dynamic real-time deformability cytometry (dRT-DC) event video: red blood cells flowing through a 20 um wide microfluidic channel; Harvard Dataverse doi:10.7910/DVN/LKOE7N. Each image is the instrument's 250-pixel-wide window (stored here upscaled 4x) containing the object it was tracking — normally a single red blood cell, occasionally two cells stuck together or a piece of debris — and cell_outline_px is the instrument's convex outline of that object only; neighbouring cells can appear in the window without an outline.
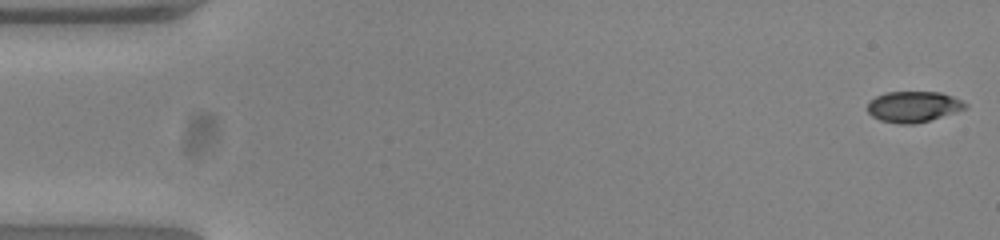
{"species": "common noctule bat (a hibernating species)", "species_latin": "Nyctalus noctula", "temperature_condition": "warm", "stored_images_in_passage": 53, "camera_frame_rate_fps": 3000, "um_per_image_px": 0.085, "animal": {"sex": "female", "body_mass_g": 23.0, "forearm_length_mm": 53.4}, "frame": {"image": 1, "passage_image": 1, "time_ms": 0.0, "image_size_px": [1000, 240], "cell_outline_px": [[968, 108], [928, 120], [912, 124], [900, 124], [880, 120], [872, 116], [868, 112], [868, 100], [884, 92], [940, 92], [952, 96], [968, 104]], "centroid_in_image_um": [77.61, 9.05], "position_along_channel_um": 7.4, "area_um2": 17.51}}
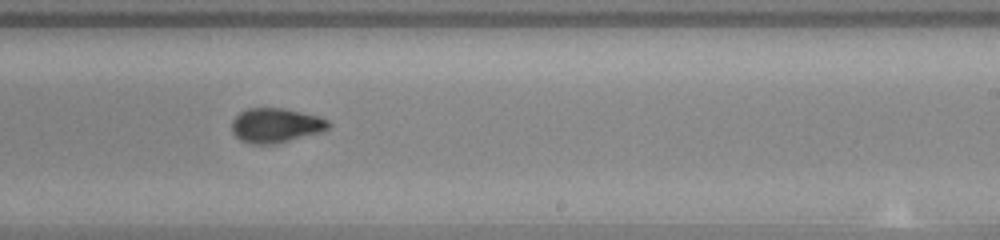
{"frame": {"image": 2, "passage_image": 32, "time_ms": 10.333, "image_size_px": [1000, 240], "cell_outline_px": [[332, 124], [324, 132], [276, 144], [252, 144], [240, 140], [232, 132], [232, 120], [240, 112], [248, 108], [284, 108], [316, 116], [328, 120]], "centroid_in_image_um": [23.45, 10.67], "position_along_channel_um": 265.5, "area_um2": 19.59}}
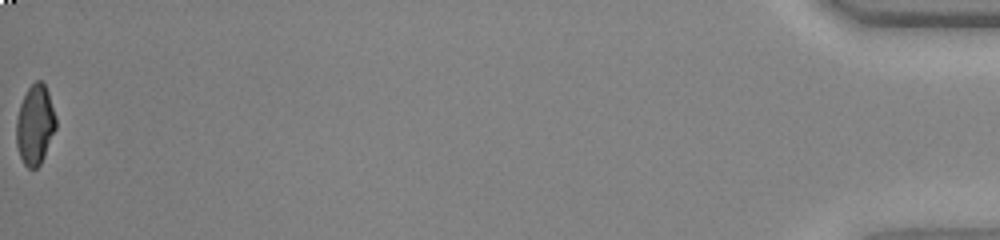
{"frame": {"image": 3, "passage_image": 53, "time_ms": 17.333, "image_size_px": [1000, 240], "cell_outline_px": [[56, 128], [44, 156], [40, 164], [36, 168], [28, 168], [24, 164], [20, 156], [16, 144], [16, 120], [20, 104], [28, 88], [36, 80], [40, 80], [44, 84], [48, 92], [56, 116]], "centroid_in_image_um": [2.97, 10.61], "position_along_channel_um": 432.2, "area_um2": 18.32}, "authors_computed_cell_mechanics": {"area_um2": 19.1318, "velocity_mm_per_s": 3.8871, "shape_relaxation_time_tau1_ms": 7.4743, "shape_relaxation_time_tau2_ms": 1.1782, "deformation_change_tau1": 0.2207, "deformation_change_tau2": 0.0546}}